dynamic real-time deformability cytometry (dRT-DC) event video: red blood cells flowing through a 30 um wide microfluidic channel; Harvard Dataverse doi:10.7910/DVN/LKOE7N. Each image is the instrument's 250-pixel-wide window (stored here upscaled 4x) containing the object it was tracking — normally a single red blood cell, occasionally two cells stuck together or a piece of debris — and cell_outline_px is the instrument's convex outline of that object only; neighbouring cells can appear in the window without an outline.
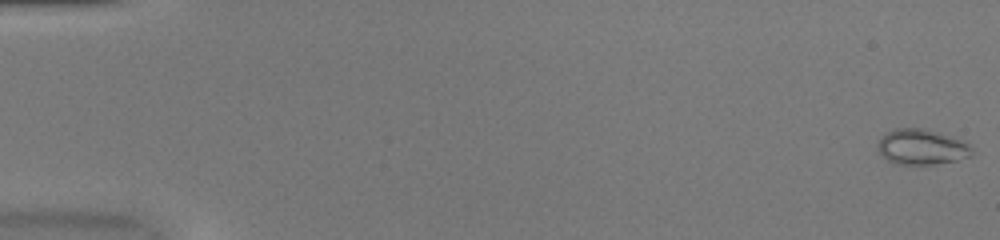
{"species": "common noctule bat (a hibernating species)", "species_latin": "Nyctalus noctula", "temperature_condition": "warm", "stored_images_in_passage": 52, "camera_frame_rate_fps": 3000, "um_per_image_px": 0.085, "animal": {"sex": "female", "body_mass_g": 20.0, "forearm_length_mm": 54.0}, "frame": {"image": 1, "passage_image": 1, "time_ms": 0.0, "image_size_px": [1000, 240], "cell_outline_px": [[972, 156], [956, 160], [932, 164], [896, 164], [888, 160], [876, 148], [876, 144], [880, 136], [884, 132], [896, 128], [924, 128], [960, 140], [968, 144], [972, 148]], "centroid_in_image_um": [78.28, 12.48], "position_along_channel_um": 6.7, "area_um2": 19.36}}
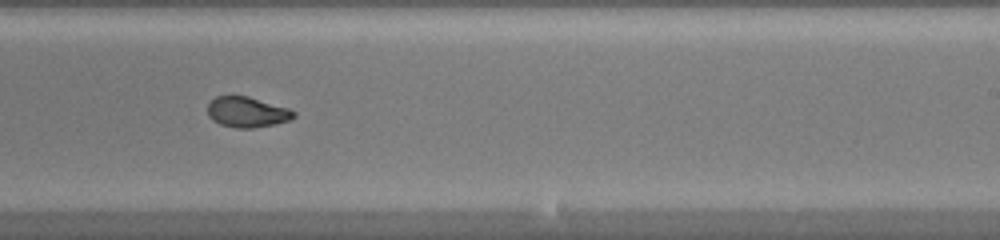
{"frame": {"image": 2, "passage_image": 33, "time_ms": 10.667, "image_size_px": [1000, 240], "cell_outline_px": [[296, 116], [288, 120], [272, 124], [252, 128], [236, 128], [220, 124], [212, 120], [208, 116], [208, 104], [216, 96], [248, 96], [288, 108], [296, 112]], "centroid_in_image_um": [20.98, 9.52], "position_along_channel_um": 268.0, "area_um2": 15.14}}
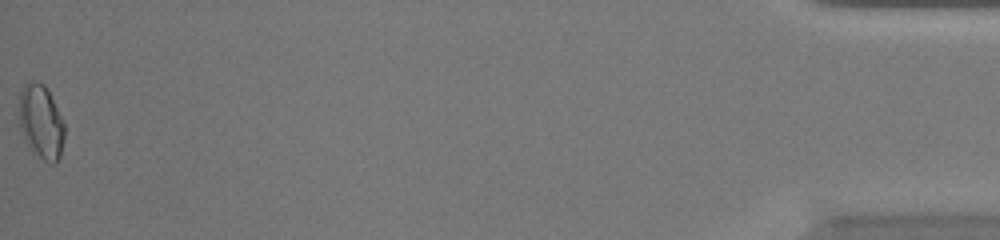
{"frame": {"image": 3, "passage_image": 52, "time_ms": 17.0, "image_size_px": [1000, 240], "cell_outline_px": [[64, 136], [60, 156], [52, 164], [44, 160], [32, 152], [20, 128], [20, 92], [24, 84], [32, 80], [44, 84], [64, 124]], "centroid_in_image_um": [3.48, 10.36], "position_along_channel_um": 431.7, "area_um2": 19.07}, "authors_computed_cell_mechanics": {"area_um2": 16.8198, "velocity_mm_per_s": 4.0826, "shape_relaxation_time_tau1_ms": null, "shape_relaxation_time_tau2_ms": 1.2276, "deformation_change_tau1": null, "deformation_change_tau2": 0.0483}}